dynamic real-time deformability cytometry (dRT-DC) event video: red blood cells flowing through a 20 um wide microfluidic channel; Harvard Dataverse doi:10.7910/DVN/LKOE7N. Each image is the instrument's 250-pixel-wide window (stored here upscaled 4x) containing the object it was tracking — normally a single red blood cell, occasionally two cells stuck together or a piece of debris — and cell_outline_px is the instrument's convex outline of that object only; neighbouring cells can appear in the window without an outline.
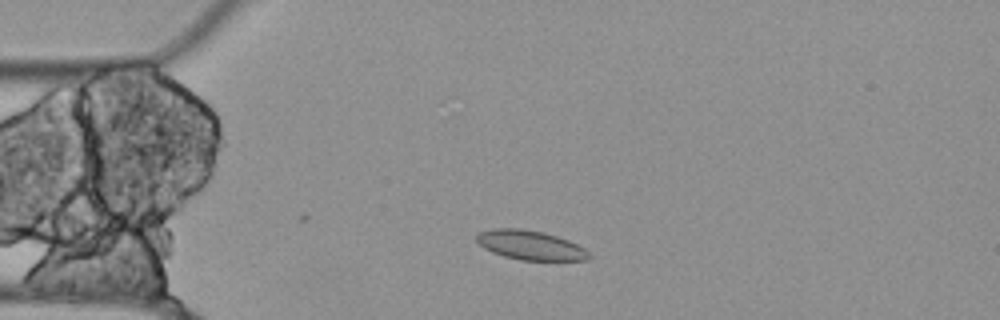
{"species": "Egyptian fruit bat (a non-hibernating species)", "species_latin": "Rousettus aegyptiacus", "temperature_condition": "cold", "stored_images_in_passage": 23, "camera_frame_rate_fps": 3000, "um_per_image_px": 0.085, "animal": {"sex": "female"}, "frame": {"image": 1, "passage_image": 7, "time_ms": 2.0, "image_size_px": [1000, 320], "cell_outline_px": [[592, 256], [588, 260], [520, 260], [504, 256], [492, 252], [484, 248], [476, 240], [476, 236], [480, 232], [492, 228], [520, 228], [544, 232], [568, 240], [584, 248]], "centroid_in_image_um": [45.07, 20.83], "position_along_channel_um": 39.9, "area_um2": 19.19}}
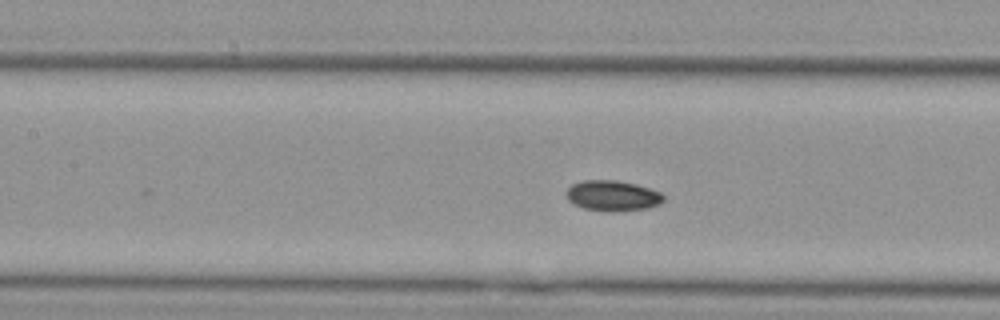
{"frame": {"image": 2, "passage_image": 18, "time_ms": 5.667, "image_size_px": [1000, 320], "cell_outline_px": [[664, 200], [660, 204], [648, 208], [616, 212], [584, 208], [568, 200], [568, 188], [572, 184], [584, 180], [616, 180], [636, 184], [660, 192], [664, 196]], "centroid_in_image_um": [52.11, 16.63], "position_along_channel_um": 155.3, "area_um2": 17.11}}
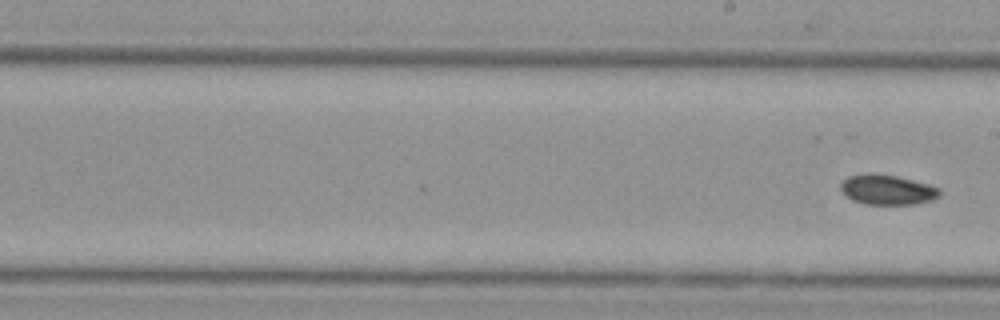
{"frame": {"image": 3, "passage_image": 23, "time_ms": 7.333, "image_size_px": [1000, 320], "cell_outline_px": [[940, 196], [932, 200], [912, 204], [864, 204], [852, 200], [840, 188], [840, 184], [848, 176], [868, 172], [872, 172], [896, 176], [928, 184], [940, 188]], "centroid_in_image_um": [75.41, 16.11], "position_along_channel_um": 213.6, "area_um2": 17.28}}